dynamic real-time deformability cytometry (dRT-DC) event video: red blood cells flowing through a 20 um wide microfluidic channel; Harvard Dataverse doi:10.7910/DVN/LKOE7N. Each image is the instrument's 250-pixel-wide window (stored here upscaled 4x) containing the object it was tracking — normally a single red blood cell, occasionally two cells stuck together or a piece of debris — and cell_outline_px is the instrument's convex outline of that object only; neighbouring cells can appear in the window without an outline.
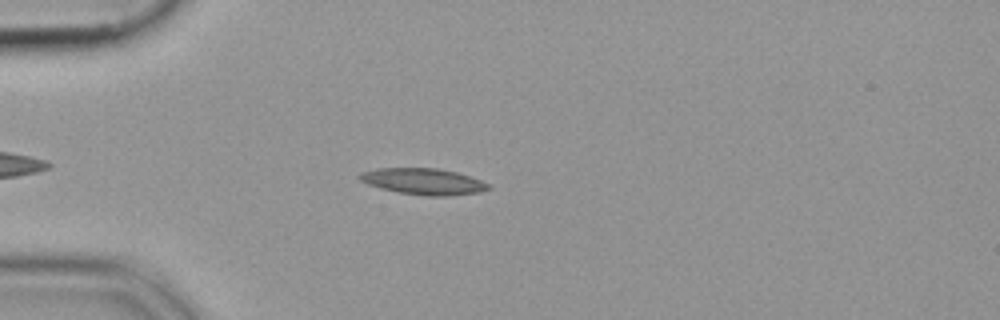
{"species": "common noctule bat (a hibernating species)", "species_latin": "Nyctalus noctula", "temperature_condition": "cold", "stored_images_in_passage": 49, "camera_frame_rate_fps": 3000, "um_per_image_px": 0.085, "animal": {"sex": "female", "body_mass_g": 19.9}, "frame": {"image": 1, "passage_image": 10, "time_ms": 3.0, "image_size_px": [1000, 320], "cell_outline_px": [[488, 188], [472, 192], [404, 192], [372, 184], [364, 180], [360, 176], [368, 172], [384, 168], [428, 168], [452, 172], [476, 180], [484, 184]], "centroid_in_image_um": [35.9, 15.34], "position_along_channel_um": 49.1, "area_um2": 16.42}}
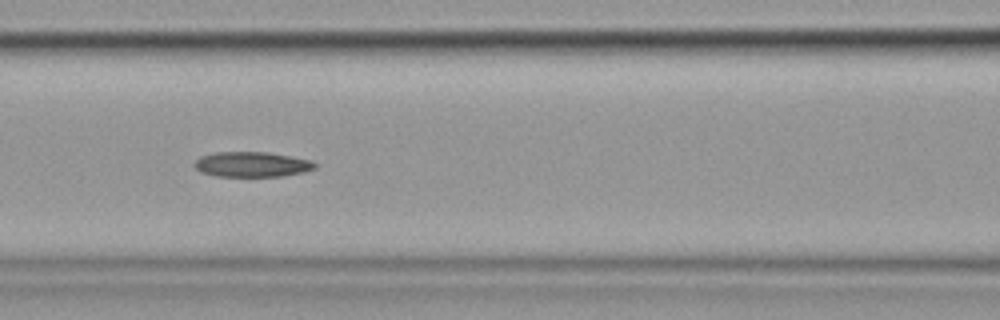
{"frame": {"image": 2, "passage_image": 19, "time_ms": 6.0, "image_size_px": [1000, 320], "cell_outline_px": [[316, 164], [312, 168], [296, 172], [276, 176], [224, 176], [204, 172], [196, 168], [196, 160], [204, 156], [224, 152], [260, 152], [284, 156], [304, 160]], "centroid_in_image_um": [21.32, 13.97], "position_along_channel_um": 145.3, "area_um2": 16.18}}
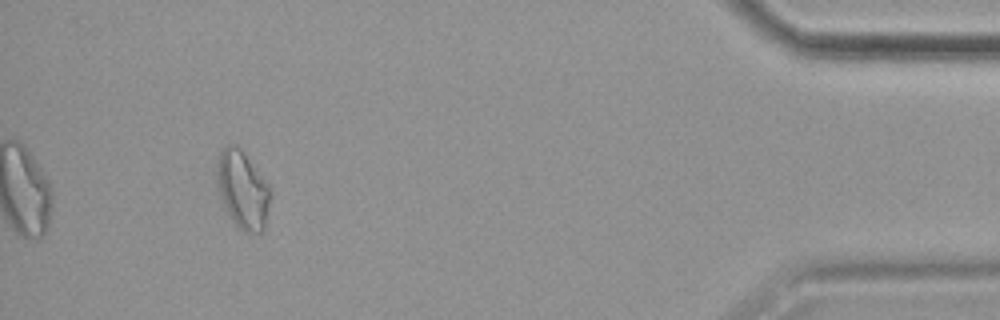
{"frame": {"image": 3, "passage_image": 45, "time_ms": 14.667, "image_size_px": [1000, 320], "cell_outline_px": [[268, 200], [264, 216], [260, 224], [244, 224], [240, 220], [224, 192], [220, 180], [220, 160], [224, 156], [240, 152], [244, 156], [268, 188]], "centroid_in_image_um": [20.72, 16.02], "position_along_channel_um": 414.5, "area_um2": 17.22}}